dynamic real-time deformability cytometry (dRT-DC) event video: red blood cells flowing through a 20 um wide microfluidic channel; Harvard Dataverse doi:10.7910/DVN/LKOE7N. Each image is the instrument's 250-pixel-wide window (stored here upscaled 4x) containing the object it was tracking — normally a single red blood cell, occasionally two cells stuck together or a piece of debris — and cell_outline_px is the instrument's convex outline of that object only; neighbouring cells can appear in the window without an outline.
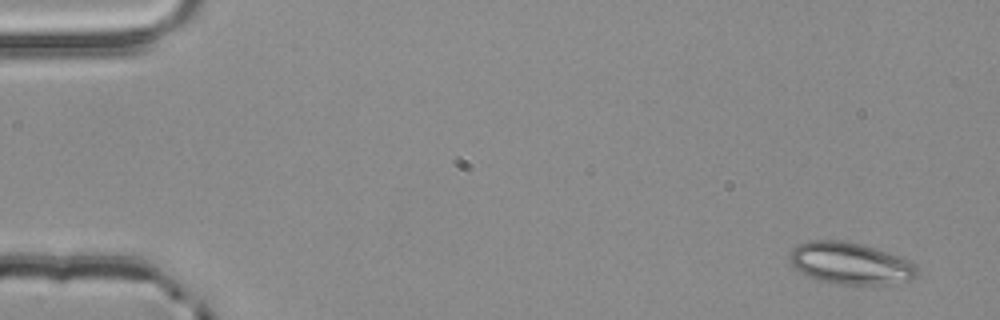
{"species": "common noctule bat (a hibernating species)", "species_latin": "Nyctalus noctula", "temperature_condition": "room temperature", "stored_images_in_passage": 53, "camera_frame_rate_fps": 3000, "um_per_image_px": 0.085, "animal": {"sex": "male", "body_mass_g": 20.4}, "frame": {"image": 1, "passage_image": 1, "time_ms": 0.0, "image_size_px": [1000, 320], "cell_outline_px": [[916, 276], [912, 280], [888, 284], [836, 284], [820, 280], [808, 276], [800, 272], [792, 264], [788, 256], [792, 248], [808, 240], [840, 240], [864, 244], [876, 248], [908, 260], [916, 264]], "centroid_in_image_um": [72.26, 22.37], "position_along_channel_um": 12.7, "area_um2": 31.04}}
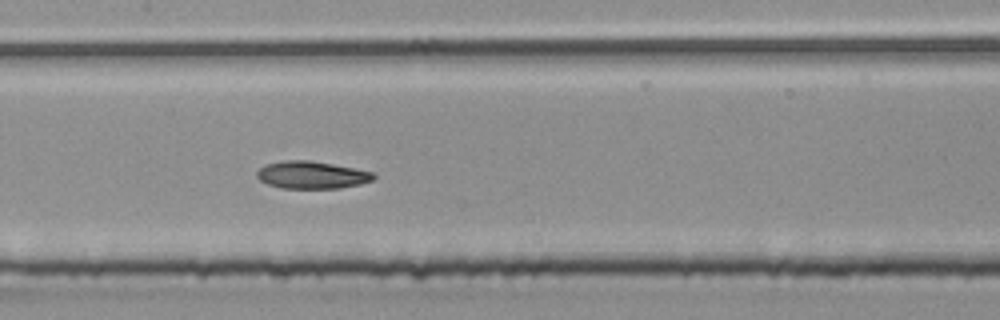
{"frame": {"image": 2, "passage_image": 25, "time_ms": 8.0, "image_size_px": [1000, 320], "cell_outline_px": [[376, 176], [372, 180], [360, 184], [340, 188], [280, 188], [268, 184], [260, 180], [256, 176], [256, 172], [264, 164], [284, 160], [308, 160], [356, 168], [372, 172]], "centroid_in_image_um": [26.47, 14.87], "position_along_channel_um": 180.9, "area_um2": 18.67}}
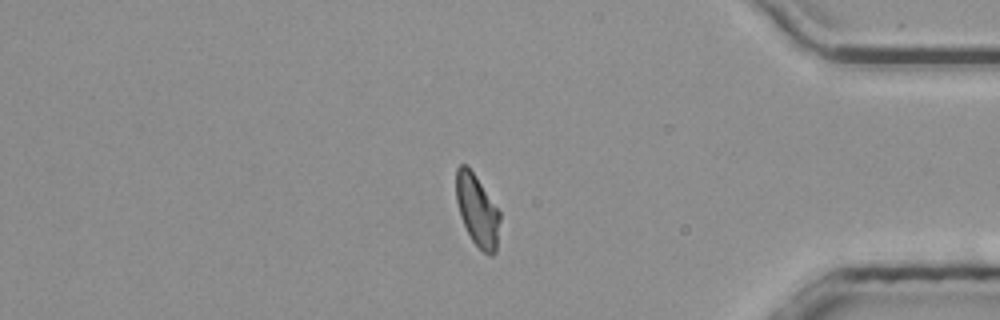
{"frame": {"image": 3, "passage_image": 44, "time_ms": 14.333, "image_size_px": [1000, 320], "cell_outline_px": [[500, 220], [496, 252], [492, 256], [488, 256], [472, 240], [460, 216], [456, 200], [456, 168], [460, 164], [464, 164], [472, 172], [500, 212]], "centroid_in_image_um": [40.56, 17.92], "position_along_channel_um": 394.6, "area_um2": 17.92}, "authors_computed_cell_mechanics": {"area_um2": 19.3052, "velocity_mm_per_s": 3.8533, "shape_relaxation_time_tau1_ms": 8.4032, "shape_relaxation_time_tau2_ms": 5.0597, "deformation_change_tau1": 0.1883, "deformation_change_tau2": 0.0957}}